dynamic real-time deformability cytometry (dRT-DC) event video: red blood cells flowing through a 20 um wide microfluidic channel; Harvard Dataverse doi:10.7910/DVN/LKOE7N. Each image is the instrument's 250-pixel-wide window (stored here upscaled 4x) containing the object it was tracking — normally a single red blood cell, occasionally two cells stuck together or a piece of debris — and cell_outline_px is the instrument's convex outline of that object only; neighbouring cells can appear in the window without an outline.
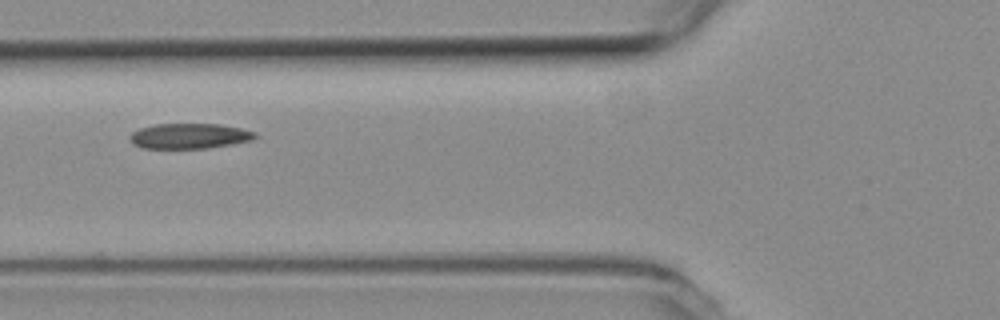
{"species": "common noctule bat (a hibernating species)", "species_latin": "Nyctalus noctula", "temperature_condition": "room temperature", "stored_images_in_passage": 8, "camera_frame_rate_fps": 3000, "um_per_image_px": 0.085, "animal": {"sex": "female", "body_mass_g": 19.3, "forearm_length_mm": 54.1}, "frame": {"image": 1, "passage_image": 7, "time_ms": 2.0, "image_size_px": [1000, 320], "cell_outline_px": [[256, 136], [252, 140], [208, 148], [144, 148], [132, 144], [128, 136], [132, 132], [140, 128], [156, 124], [220, 124], [240, 128], [256, 132]], "centroid_in_image_um": [16.07, 11.56], "position_along_channel_um": 109.7, "area_um2": 18.38}}
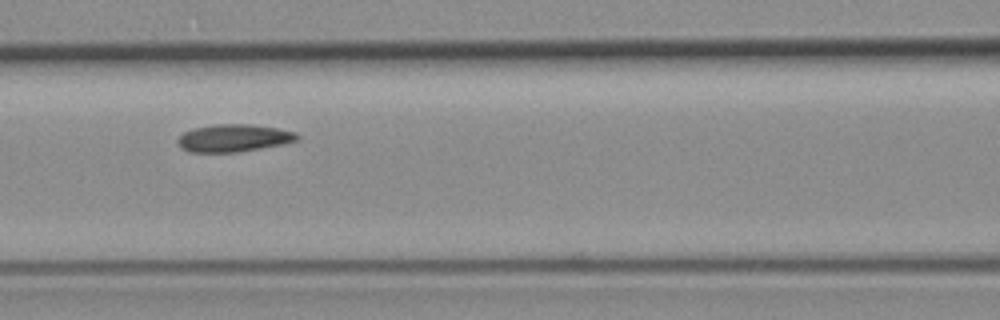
{"frame": {"image": 2, "passage_image": 8, "time_ms": 2.333, "image_size_px": [1000, 320], "cell_outline_px": [[300, 140], [284, 144], [236, 152], [188, 152], [180, 148], [176, 140], [184, 132], [192, 128], [216, 124], [252, 124], [276, 128], [296, 132], [300, 136]], "centroid_in_image_um": [19.86, 11.73], "position_along_channel_um": 146.7, "area_um2": 19.31}}